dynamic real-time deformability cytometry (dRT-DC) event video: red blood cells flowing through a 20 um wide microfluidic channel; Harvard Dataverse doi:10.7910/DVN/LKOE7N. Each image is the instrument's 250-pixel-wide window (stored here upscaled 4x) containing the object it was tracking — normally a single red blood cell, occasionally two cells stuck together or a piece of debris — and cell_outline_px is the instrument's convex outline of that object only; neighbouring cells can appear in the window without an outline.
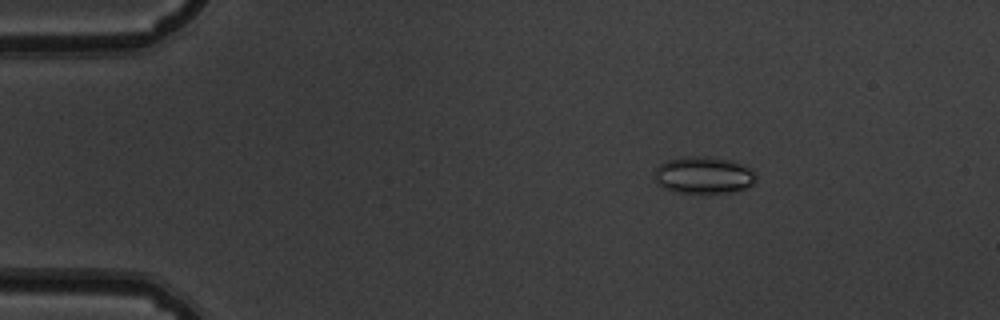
{"species": "common noctule bat (a hibernating species)", "species_latin": "Nyctalus noctula", "temperature_condition": "warm", "stored_images_in_passage": 53, "camera_frame_rate_fps": 3000, "um_per_image_px": 0.085, "animal": {"sex": "male", "body_mass_g": 19.5, "forearm_length_mm": 54.6}, "frame": {"image": 1, "passage_image": 8, "time_ms": 2.333, "image_size_px": [1000, 320], "cell_outline_px": [[756, 180], [752, 184], [744, 188], [732, 192], [676, 192], [664, 188], [656, 184], [656, 168], [660, 164], [668, 160], [684, 156], [704, 156], [728, 160], [740, 164], [756, 172]], "centroid_in_image_um": [59.79, 14.88], "position_along_channel_um": 25.2, "area_um2": 21.56}}
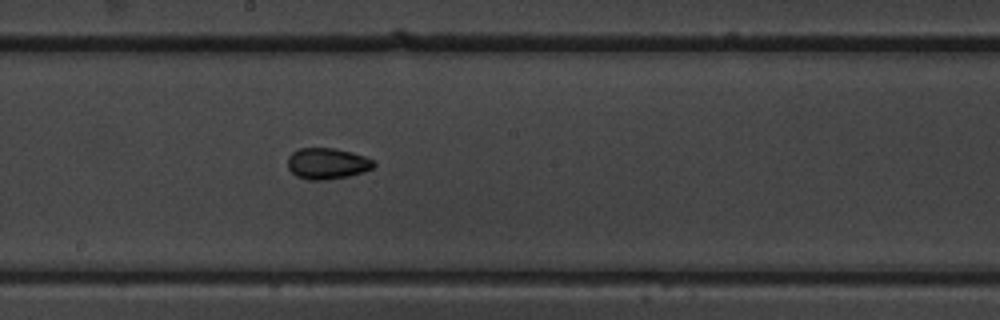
{"frame": {"image": 2, "passage_image": 29, "time_ms": 9.333, "image_size_px": [1000, 320], "cell_outline_px": [[376, 164], [372, 168], [364, 172], [348, 176], [328, 180], [308, 180], [296, 176], [288, 168], [288, 156], [292, 152], [300, 148], [332, 148], [352, 152], [364, 156], [372, 160]], "centroid_in_image_um": [27.8, 13.91], "position_along_channel_um": 220.4, "area_um2": 15.66}}
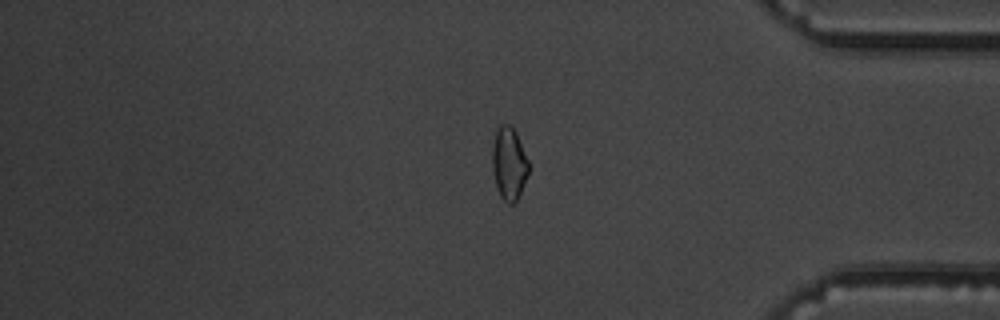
{"frame": {"image": 3, "passage_image": 44, "time_ms": 14.333, "image_size_px": [1000, 320], "cell_outline_px": [[528, 172], [520, 192], [516, 200], [512, 204], [508, 204], [500, 196], [496, 188], [492, 168], [492, 144], [496, 132], [500, 124], [508, 124], [516, 132], [528, 160]], "centroid_in_image_um": [43.23, 13.9], "position_along_channel_um": 392.0, "area_um2": 15.26}, "authors_computed_cell_mechanics": {"area_um2": 16.1262, "velocity_mm_per_s": 3.8523, "shape_relaxation_time_tau1_ms": null, "shape_relaxation_time_tau2_ms": 2.6847, "deformation_change_tau1": null, "deformation_change_tau2": 0.0705}}